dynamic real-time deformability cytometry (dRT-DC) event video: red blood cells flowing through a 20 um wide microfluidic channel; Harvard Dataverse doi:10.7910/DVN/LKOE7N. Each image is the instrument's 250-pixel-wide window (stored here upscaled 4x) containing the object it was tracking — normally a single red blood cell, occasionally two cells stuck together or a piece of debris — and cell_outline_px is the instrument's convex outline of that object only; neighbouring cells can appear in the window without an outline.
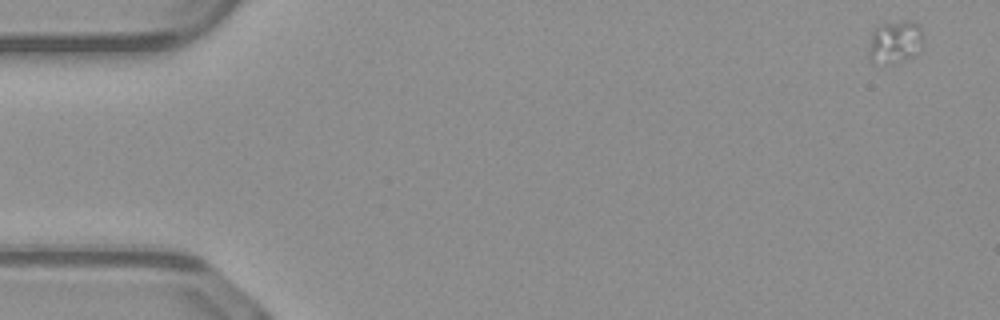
{"species": "common noctule bat (a hibernating species)", "species_latin": "Nyctalus noctula", "temperature_condition": "warm", "stored_images_in_passage": 13, "camera_frame_rate_fps": 3000, "um_per_image_px": 0.085, "animal": {"sex": "male", "body_mass_g": 23.1, "forearm_length_mm": 52.7}, "frame": {"image": 1, "passage_image": 1, "time_ms": 0.0, "image_size_px": [1000, 320], "cell_outline_px": [[924, 40], [920, 52], [912, 56], [884, 64], [872, 60], [868, 56], [868, 52], [872, 28], [880, 24], [904, 20], [912, 20], [920, 24], [924, 36]], "centroid_in_image_um": [76.11, 3.5], "position_along_channel_um": 8.9, "area_um2": 13.87}}